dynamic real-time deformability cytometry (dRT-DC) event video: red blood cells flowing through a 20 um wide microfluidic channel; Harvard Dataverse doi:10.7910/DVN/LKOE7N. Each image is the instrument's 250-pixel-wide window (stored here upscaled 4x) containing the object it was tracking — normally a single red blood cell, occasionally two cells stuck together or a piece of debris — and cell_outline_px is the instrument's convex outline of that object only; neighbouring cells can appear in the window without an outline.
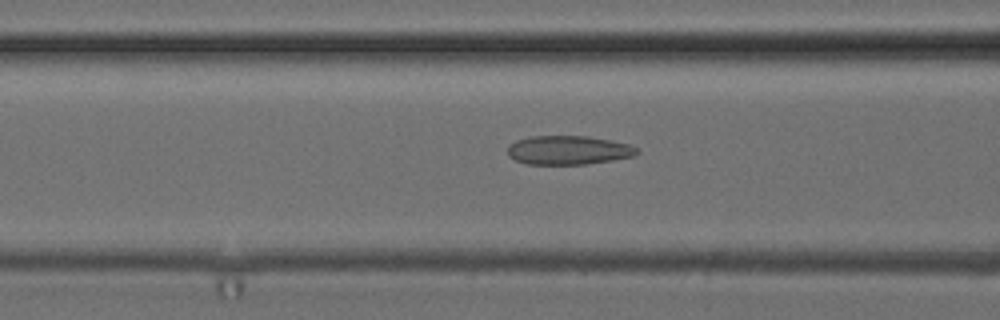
{"species": "common noctule bat (a hibernating species)", "species_latin": "Nyctalus noctula", "temperature_condition": "cold", "stored_images_in_passage": 52, "camera_frame_rate_fps": 3000, "um_per_image_px": 0.085, "animal": {"sex": "female", "body_mass_g": 24.6, "forearm_length_mm": 56.2}, "frame": {"image": 1, "passage_image": 21, "time_ms": 6.667, "image_size_px": [1000, 320], "cell_outline_px": [[640, 152], [636, 156], [612, 160], [584, 164], [528, 164], [516, 160], [508, 156], [508, 144], [516, 140], [532, 136], [588, 136], [628, 144], [636, 148]], "centroid_in_image_um": [48.3, 12.76], "position_along_channel_um": 118.3, "area_um2": 21.73}}
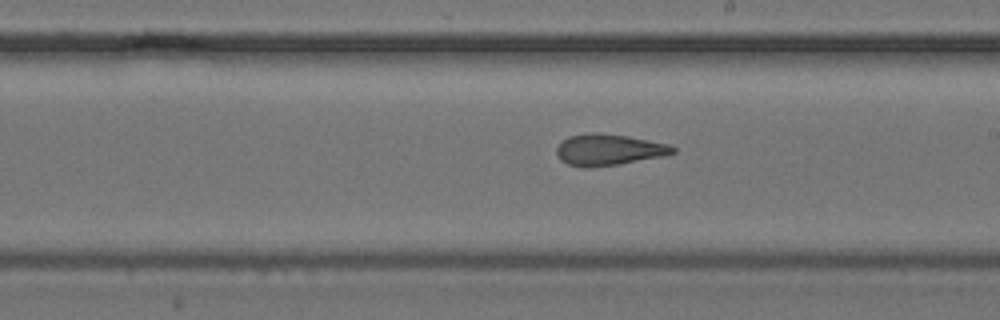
{"frame": {"image": 2, "passage_image": 30, "time_ms": 9.667, "image_size_px": [1000, 320], "cell_outline_px": [[676, 152], [668, 156], [620, 164], [588, 168], [584, 168], [568, 164], [560, 160], [556, 152], [556, 148], [568, 136], [588, 132], [596, 132], [628, 136], [672, 144], [676, 148]], "centroid_in_image_um": [51.8, 12.73], "position_along_channel_um": 237.2, "area_um2": 21.68}}
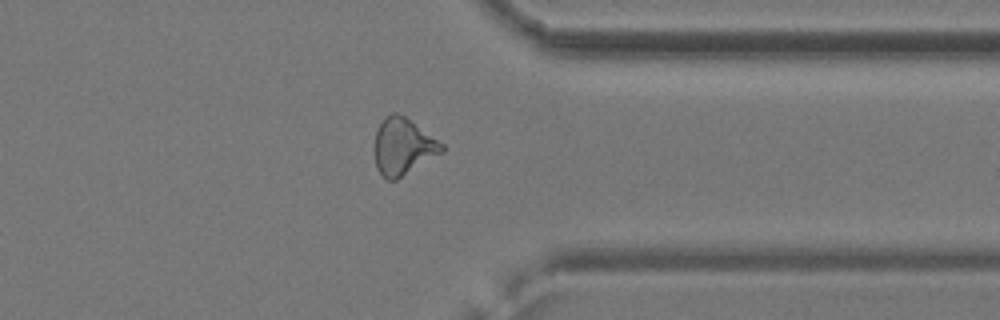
{"frame": {"image": 3, "passage_image": 41, "time_ms": 13.333, "image_size_px": [1000, 320], "cell_outline_px": [[444, 152], [396, 180], [388, 180], [376, 168], [372, 148], [376, 132], [384, 116], [392, 112], [396, 112], [404, 116], [444, 144]], "centroid_in_image_um": [34.23, 12.46], "position_along_channel_um": 377.2, "area_um2": 22.43}, "authors_computed_cell_mechanics": {"area_um2": 22.1952, "velocity_mm_per_s": 3.9627, "shape_relaxation_time_tau1_ms": null, "shape_relaxation_time_tau2_ms": 2.895, "deformation_change_tau1": null, "deformation_change_tau2": 0.1135}}